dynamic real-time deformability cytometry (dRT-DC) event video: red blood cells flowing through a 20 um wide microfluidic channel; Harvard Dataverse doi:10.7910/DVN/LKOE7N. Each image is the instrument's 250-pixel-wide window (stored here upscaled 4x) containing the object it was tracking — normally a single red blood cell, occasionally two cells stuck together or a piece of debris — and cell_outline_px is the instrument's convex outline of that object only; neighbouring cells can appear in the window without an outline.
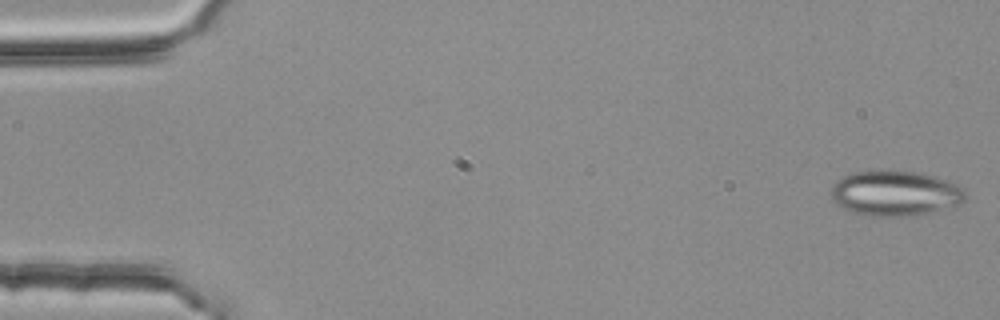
{"species": "common noctule bat (a hibernating species)", "species_latin": "Nyctalus noctula", "temperature_condition": "room temperature", "stored_images_in_passage": 5, "camera_frame_rate_fps": 3000, "um_per_image_px": 0.085, "animal": {"sex": "female", "body_mass_g": 25.1}, "frame": {"image": 1, "passage_image": 1, "time_ms": 0.0, "image_size_px": [1000, 320], "cell_outline_px": [[964, 200], [960, 204], [912, 216], [864, 216], [852, 212], [836, 204], [832, 200], [832, 184], [836, 180], [844, 176], [856, 172], [916, 172], [932, 176], [944, 180], [964, 188]], "centroid_in_image_um": [76.04, 16.46], "position_along_channel_um": 9.0, "area_um2": 34.68}}